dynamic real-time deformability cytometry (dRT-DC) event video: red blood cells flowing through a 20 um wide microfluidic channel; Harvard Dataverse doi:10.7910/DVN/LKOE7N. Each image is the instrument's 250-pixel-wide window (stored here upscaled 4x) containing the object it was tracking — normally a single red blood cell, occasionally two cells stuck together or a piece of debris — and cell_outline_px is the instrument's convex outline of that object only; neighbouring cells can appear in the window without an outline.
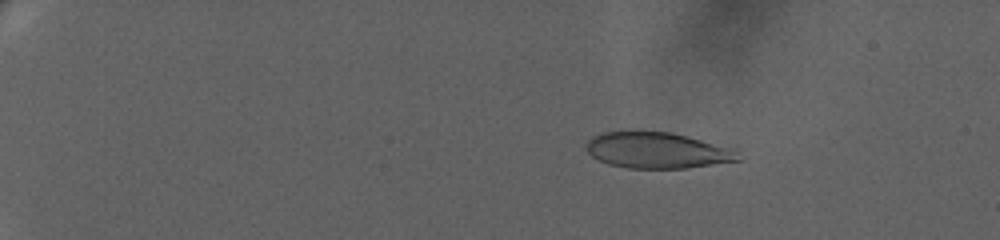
{"species": "human", "species_latin": "Homo sapiens", "temperature_condition": "warm", "stored_images_in_passage": 64, "camera_frame_rate_fps": 3000, "um_per_image_px": 0.085, "donor": {"sex": "female"}, "frame": {"image": 1, "passage_image": 11, "time_ms": 3.333, "image_size_px": [1000, 240], "cell_outline_px": [[740, 160], [684, 168], [628, 168], [608, 164], [592, 156], [584, 148], [584, 144], [592, 136], [600, 132], [672, 132], [736, 148], [740, 152]], "centroid_in_image_um": [55.88, 12.77], "position_along_channel_um": 29.1, "area_um2": 32.02}}
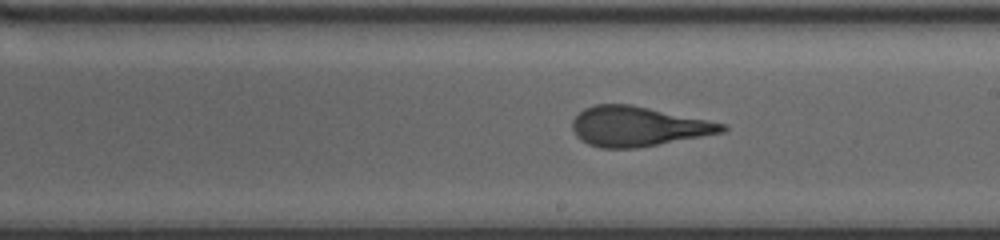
{"frame": {"image": 2, "passage_image": 41, "time_ms": 13.333, "image_size_px": [1000, 240], "cell_outline_px": [[728, 128], [724, 132], [636, 148], [600, 148], [588, 144], [580, 140], [576, 136], [572, 128], [572, 120], [584, 108], [596, 104], [632, 104], [728, 124]], "centroid_in_image_um": [54.22, 10.74], "position_along_channel_um": 234.8, "area_um2": 34.74}}
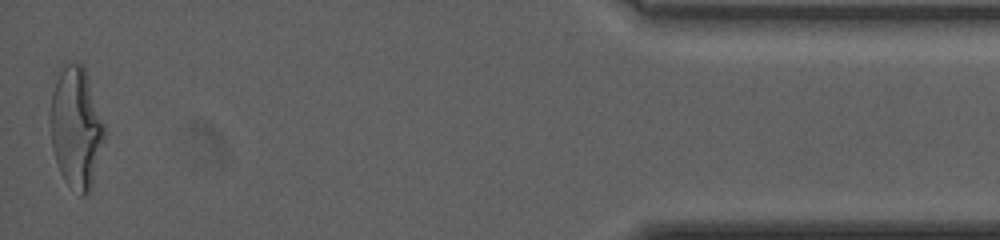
{"frame": {"image": 3, "passage_image": 64, "time_ms": 21.0, "image_size_px": [1000, 240], "cell_outline_px": [[104, 140], [92, 188], [88, 196], [80, 196], [64, 180], [56, 164], [52, 148], [52, 72], [56, 68], [68, 64], [80, 64], [84, 68], [104, 124]], "centroid_in_image_um": [6.45, 10.87], "position_along_channel_um": 428.7, "area_um2": 38.21}, "authors_computed_cell_mechanics": {"area_um2": 34.6511, "velocity_mm_per_s": 3.3341, "shape_relaxation_time_tau1_ms": 8.5203, "shape_relaxation_time_tau2_ms": 1.1235, "deformation_change_tau1": 0.2844, "deformation_change_tau2": 0.1072}}